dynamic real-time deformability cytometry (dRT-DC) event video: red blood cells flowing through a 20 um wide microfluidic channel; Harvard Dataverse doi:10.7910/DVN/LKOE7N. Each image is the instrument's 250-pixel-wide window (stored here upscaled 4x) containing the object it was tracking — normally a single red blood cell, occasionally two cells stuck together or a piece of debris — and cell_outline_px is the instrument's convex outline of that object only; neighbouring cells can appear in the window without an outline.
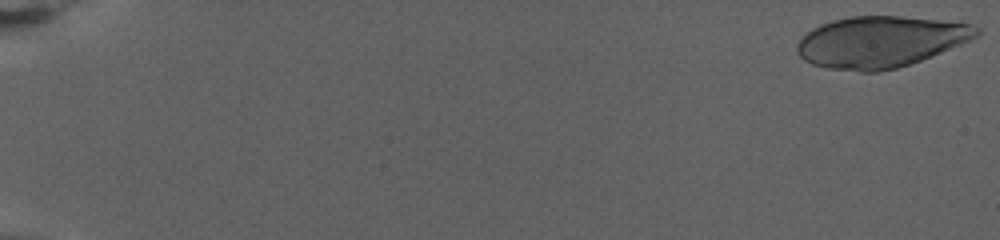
{"species": "human", "species_latin": "Homo sapiens", "temperature_condition": "warm", "stored_images_in_passage": 30, "camera_frame_rate_fps": 3000, "um_per_image_px": 0.085, "donor": {"sex": "female"}, "frame": {"image": 1, "passage_image": 1, "time_ms": 0.0, "image_size_px": [1000, 240], "cell_outline_px": [[980, 36], [920, 60], [896, 68], [880, 72], [860, 72], [828, 68], [812, 64], [804, 60], [796, 52], [796, 44], [808, 32], [820, 24], [832, 20], [852, 16], [900, 16], [936, 20], [968, 24], [980, 28]], "centroid_in_image_um": [74.8, 3.56], "position_along_channel_um": 10.2, "area_um2": 53.23}}
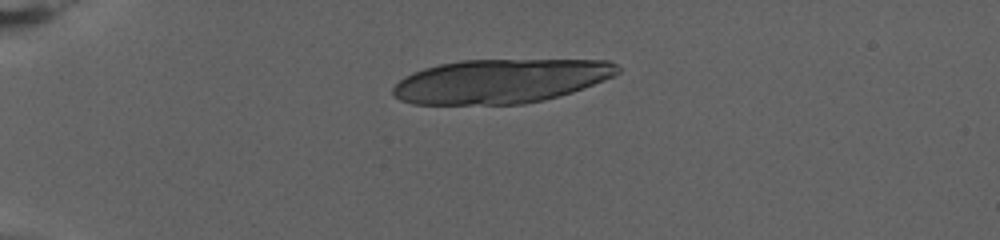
{"frame": {"image": 2, "passage_image": 20, "time_ms": 6.333, "image_size_px": [1000, 240], "cell_outline_px": [[620, 72], [612, 76], [572, 92], [544, 100], [524, 104], [412, 104], [400, 100], [392, 92], [392, 88], [404, 76], [412, 72], [424, 68], [440, 64], [460, 60], [608, 60], [616, 64], [620, 68]], "centroid_in_image_um": [42.52, 6.89], "position_along_channel_um": 42.5, "area_um2": 57.57}}